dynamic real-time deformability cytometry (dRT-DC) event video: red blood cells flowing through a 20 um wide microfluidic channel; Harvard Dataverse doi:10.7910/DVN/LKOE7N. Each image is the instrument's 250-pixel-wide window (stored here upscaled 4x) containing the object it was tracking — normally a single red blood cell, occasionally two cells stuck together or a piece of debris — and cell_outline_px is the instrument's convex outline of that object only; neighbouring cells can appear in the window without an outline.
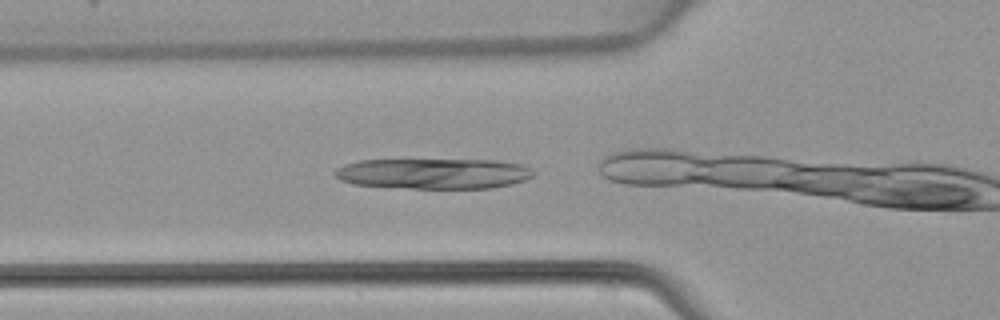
{"species": "common noctule bat (a hibernating species)", "species_latin": "Nyctalus noctula", "temperature_condition": "warm", "stored_images_in_passage": 16, "camera_frame_rate_fps": 3000, "um_per_image_px": 0.085, "animal": {"sex": "female", "body_mass_g": 22.7, "forearm_length_mm": 54.2}, "frame": {"image": 1, "passage_image": 12, "time_ms": 3.667, "image_size_px": [1000, 320], "cell_outline_px": [[536, 172], [532, 176], [524, 180], [512, 184], [492, 188], [412, 188], [352, 184], [340, 180], [332, 172], [336, 168], [344, 164], [360, 160], [496, 160], [520, 164], [532, 168]], "centroid_in_image_um": [36.86, 14.75], "position_along_channel_um": 88.9, "area_um2": 35.37}}